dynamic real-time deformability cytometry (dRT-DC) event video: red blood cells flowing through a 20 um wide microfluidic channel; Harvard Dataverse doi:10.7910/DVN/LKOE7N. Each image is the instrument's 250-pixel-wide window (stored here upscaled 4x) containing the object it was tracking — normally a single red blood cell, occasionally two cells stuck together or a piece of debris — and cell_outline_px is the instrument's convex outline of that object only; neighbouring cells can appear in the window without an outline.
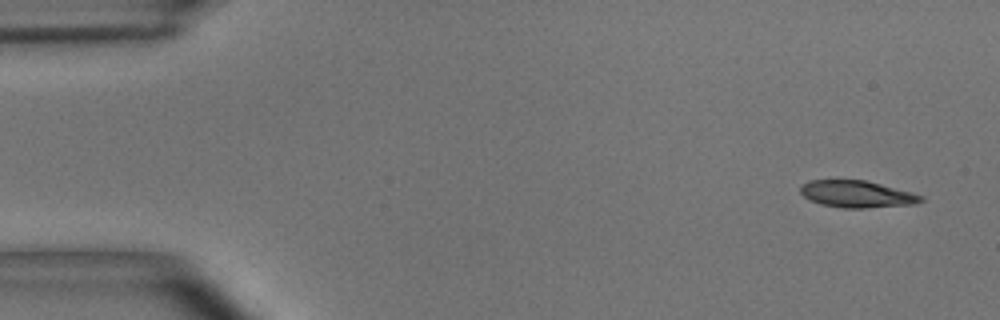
{"species": "common noctule bat (a hibernating species)", "species_latin": "Nyctalus noctula", "temperature_condition": "room temperature", "stored_images_in_passage": 4, "camera_frame_rate_fps": 3000, "um_per_image_px": 0.085, "animal": {"sex": "male", "body_mass_g": 15.6}, "frame": {"image": 1, "passage_image": 1, "time_ms": 0.0, "image_size_px": [1000, 320], "cell_outline_px": [[924, 200], [916, 204], [864, 208], [840, 208], [820, 204], [804, 196], [800, 192], [800, 188], [808, 180], [864, 180], [912, 192], [924, 196]], "centroid_in_image_um": [72.86, 16.5], "position_along_channel_um": 12.1, "area_um2": 18.84}}
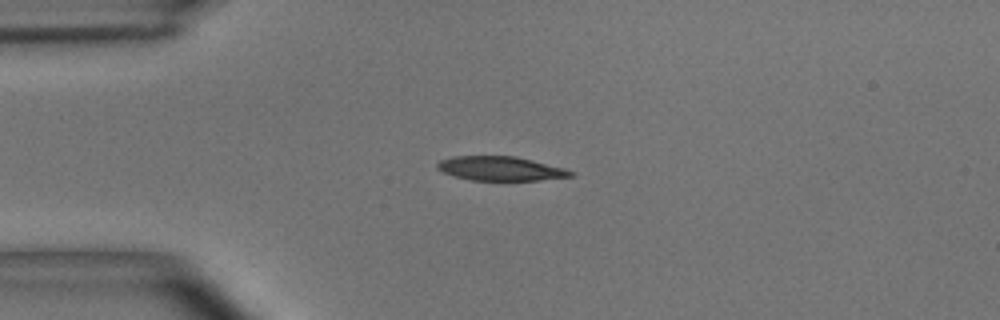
{"frame": {"image": 2, "passage_image": 4, "time_ms": 1.0, "image_size_px": [1000, 320], "cell_outline_px": [[576, 176], [540, 180], [472, 180], [456, 176], [444, 172], [436, 168], [436, 164], [440, 160], [452, 156], [516, 156], [564, 168], [576, 172]], "centroid_in_image_um": [42.58, 14.32], "position_along_channel_um": 42.4, "area_um2": 18.79}}